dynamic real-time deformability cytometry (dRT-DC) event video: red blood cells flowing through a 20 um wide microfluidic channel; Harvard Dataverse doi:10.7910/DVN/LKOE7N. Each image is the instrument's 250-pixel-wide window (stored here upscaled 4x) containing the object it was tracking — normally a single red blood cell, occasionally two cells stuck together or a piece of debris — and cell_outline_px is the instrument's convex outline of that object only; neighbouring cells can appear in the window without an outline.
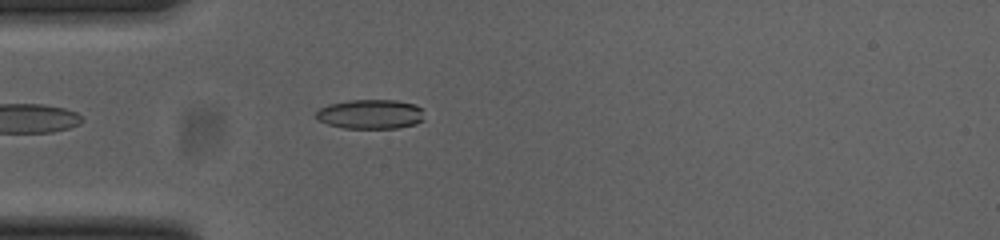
{"species": "common noctule bat (a hibernating species)", "species_latin": "Nyctalus noctula", "temperature_condition": "cold", "stored_images_in_passage": 24, "camera_frame_rate_fps": 3000, "um_per_image_px": 0.085, "animal": {"sex": "female", "body_mass_g": 23.0, "forearm_length_mm": 53.4}, "frame": {"image": 1, "passage_image": 1, "time_ms": 0.0, "image_size_px": [1000, 240], "cell_outline_px": [[424, 120], [416, 124], [396, 128], [344, 128], [328, 124], [320, 120], [316, 116], [316, 112], [320, 108], [328, 104], [348, 100], [396, 100], [412, 104], [424, 108]], "centroid_in_image_um": [31.53, 9.7], "position_along_channel_um": 53.5, "area_um2": 18.67}}
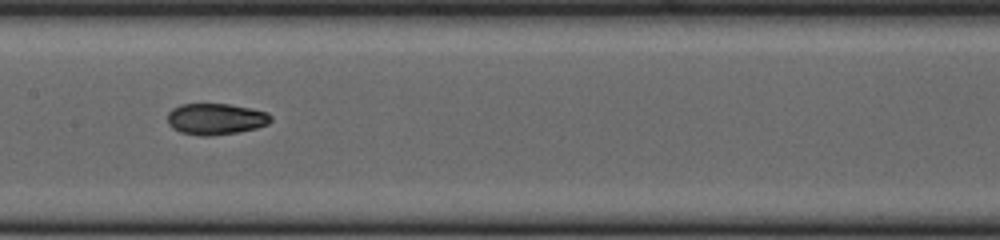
{"frame": {"image": 2, "passage_image": 12, "time_ms": 3.667, "image_size_px": [1000, 240], "cell_outline_px": [[272, 120], [268, 124], [256, 128], [236, 132], [208, 136], [200, 136], [180, 132], [172, 128], [168, 124], [168, 112], [172, 108], [180, 104], [228, 104], [252, 108], [268, 112], [272, 116]], "centroid_in_image_um": [18.34, 10.11], "position_along_channel_um": 189.1, "area_um2": 18.96}}
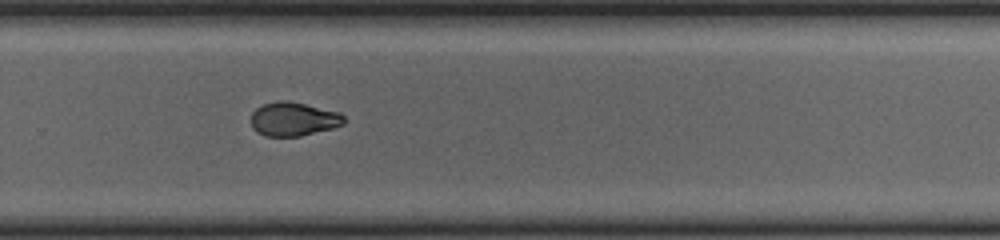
{"frame": {"image": 3, "passage_image": 21, "time_ms": 6.667, "image_size_px": [1000, 240], "cell_outline_px": [[344, 124], [332, 128], [300, 136], [264, 136], [256, 132], [252, 128], [252, 112], [256, 108], [264, 104], [280, 100], [284, 100], [304, 104], [340, 112], [344, 116]], "centroid_in_image_um": [24.93, 10.13], "position_along_channel_um": 304.9, "area_um2": 18.21}}